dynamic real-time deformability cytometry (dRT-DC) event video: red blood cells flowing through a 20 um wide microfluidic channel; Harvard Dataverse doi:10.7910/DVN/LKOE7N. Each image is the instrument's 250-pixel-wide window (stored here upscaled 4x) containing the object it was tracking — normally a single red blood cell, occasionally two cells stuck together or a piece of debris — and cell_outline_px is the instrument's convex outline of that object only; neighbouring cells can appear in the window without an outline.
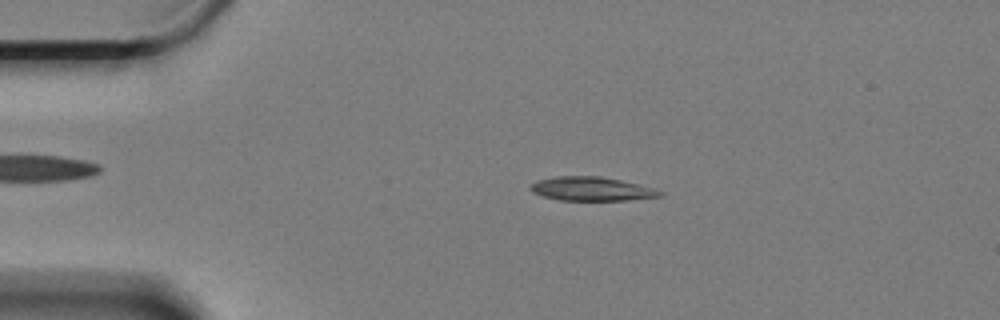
{"species": "Egyptian fruit bat (a non-hibernating species)", "species_latin": "Rousettus aegyptiacus", "temperature_condition": "cold", "stored_images_in_passage": 60, "camera_frame_rate_fps": 3000, "um_per_image_px": 0.085, "animal": {"sex": "female"}, "frame": {"image": 1, "passage_image": 12, "time_ms": 3.667, "image_size_px": [1000, 320], "cell_outline_px": [[664, 196], [624, 200], [560, 200], [544, 196], [532, 192], [532, 184], [536, 180], [556, 176], [600, 176], [620, 180], [652, 188], [664, 192]], "centroid_in_image_um": [50.29, 16.05], "position_along_channel_um": 34.7, "area_um2": 17.74}}
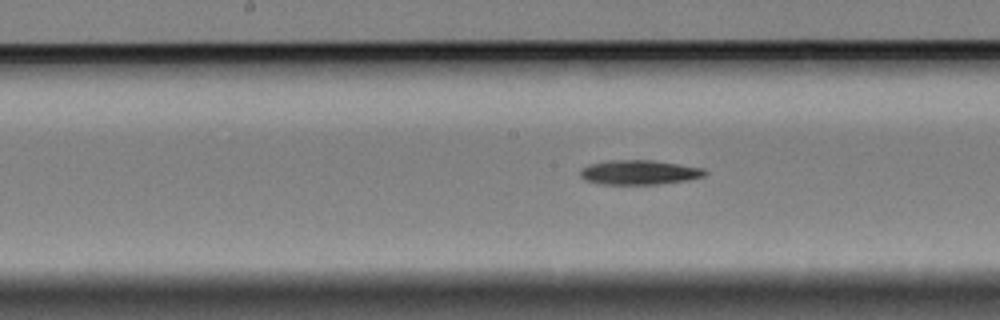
{"frame": {"image": 2, "passage_image": 30, "time_ms": 9.667, "image_size_px": [1000, 320], "cell_outline_px": [[708, 172], [704, 176], [688, 180], [656, 184], [600, 184], [584, 180], [580, 176], [580, 168], [588, 164], [608, 160], [652, 160], [704, 168]], "centroid_in_image_um": [54.3, 14.64], "position_along_channel_um": 193.9, "area_um2": 17.92}}
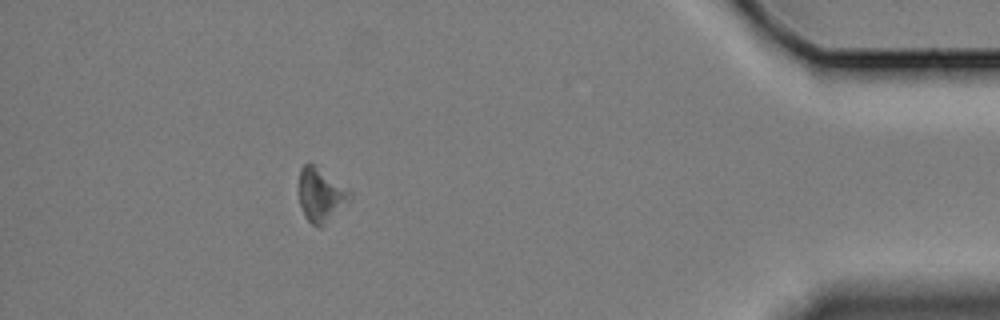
{"frame": {"image": 3, "passage_image": 54, "time_ms": 17.667, "image_size_px": [1000, 320], "cell_outline_px": [[352, 196], [320, 228], [316, 228], [308, 220], [300, 204], [300, 168], [304, 164], [312, 164], [352, 192]], "centroid_in_image_um": [27.25, 16.58], "position_along_channel_um": 408.0, "area_um2": 15.09}, "authors_computed_cell_mechanics": {"area_um2": 17.4267, "velocity_mm_per_s": 3.2874, "shape_relaxation_time_tau1_ms": 3.0167, "shape_relaxation_time_tau2_ms": null, "deformation_change_tau1": 0.1045, "deformation_change_tau2": null}}